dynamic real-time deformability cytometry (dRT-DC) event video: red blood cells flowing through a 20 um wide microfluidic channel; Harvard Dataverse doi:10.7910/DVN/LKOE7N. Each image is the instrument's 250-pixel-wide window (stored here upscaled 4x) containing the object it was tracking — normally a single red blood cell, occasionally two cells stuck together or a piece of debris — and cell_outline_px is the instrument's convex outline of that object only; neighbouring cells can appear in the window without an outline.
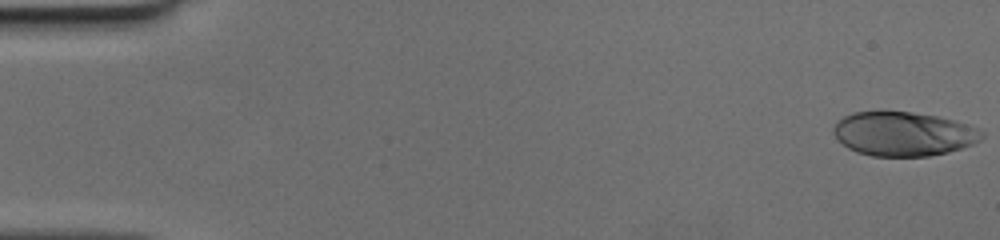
{"species": "human", "species_latin": "Homo sapiens", "temperature_condition": "cold", "stored_images_in_passage": 49, "camera_frame_rate_fps": 3000, "um_per_image_px": 0.085, "donor": {"sex": "female"}, "frame": {"image": 1, "passage_image": 1, "time_ms": 0.0, "image_size_px": [1000, 240], "cell_outline_px": [[984, 136], [980, 140], [972, 144], [948, 152], [928, 156], [872, 156], [856, 152], [848, 148], [832, 132], [832, 128], [836, 120], [852, 112], [880, 108], [912, 112], [936, 116], [956, 120], [968, 124], [984, 132]], "centroid_in_image_um": [76.74, 11.33], "position_along_channel_um": 8.3, "area_um2": 39.02}}
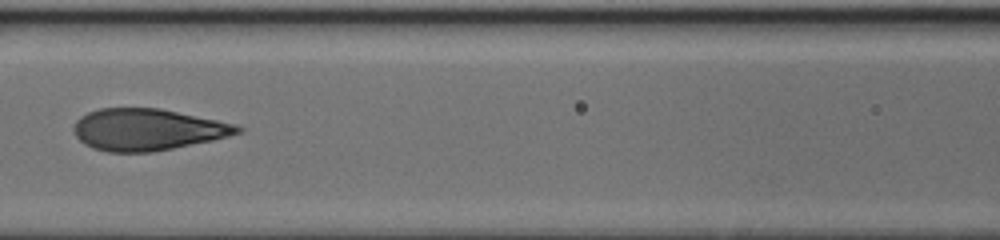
{"frame": {"image": 2, "passage_image": 23, "time_ms": 7.333, "image_size_px": [1000, 240], "cell_outline_px": [[244, 132], [212, 140], [152, 152], [108, 152], [92, 148], [84, 144], [76, 136], [72, 128], [76, 120], [80, 116], [88, 112], [100, 108], [160, 108], [236, 124], [244, 128]], "centroid_in_image_um": [12.52, 11.01], "position_along_channel_um": 154.1, "area_um2": 39.82}}
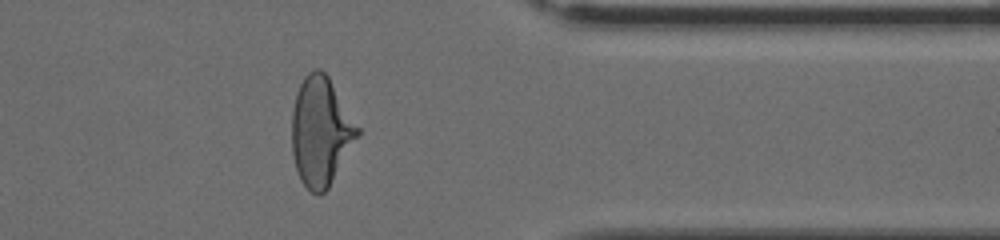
{"frame": {"image": 3, "passage_image": 40, "time_ms": 13.0, "image_size_px": [1000, 240], "cell_outline_px": [[360, 132], [328, 188], [324, 192], [312, 192], [300, 180], [296, 168], [292, 152], [292, 108], [296, 92], [304, 76], [308, 72], [316, 68], [320, 68], [328, 76], [360, 128]], "centroid_in_image_um": [27.25, 11.13], "position_along_channel_um": 384.2, "area_um2": 41.27}}